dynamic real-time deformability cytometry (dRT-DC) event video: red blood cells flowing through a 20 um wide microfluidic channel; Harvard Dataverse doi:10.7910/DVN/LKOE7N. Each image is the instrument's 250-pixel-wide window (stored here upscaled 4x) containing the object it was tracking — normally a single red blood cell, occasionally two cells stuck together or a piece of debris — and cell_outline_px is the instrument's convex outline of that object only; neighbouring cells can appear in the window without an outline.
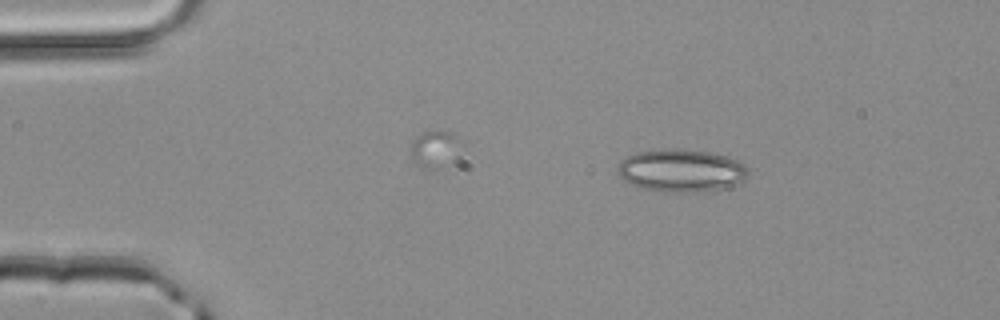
{"species": "common noctule bat (a hibernating species)", "species_latin": "Nyctalus noctula", "temperature_condition": "room temperature", "stored_images_in_passage": 2, "camera_frame_rate_fps": 3000, "um_per_image_px": 0.085, "animal": {"sex": "male", "body_mass_g": 20.4}, "frame": {"image": 1, "passage_image": 1, "time_ms": 0.0, "image_size_px": [1000, 320], "cell_outline_px": [[748, 176], [744, 180], [724, 188], [696, 192], [668, 192], [644, 188], [632, 184], [624, 180], [616, 172], [620, 160], [624, 156], [632, 152], [660, 148], [684, 148], [712, 152], [728, 156], [744, 164], [748, 168]], "centroid_in_image_um": [57.87, 14.46], "position_along_channel_um": 27.1, "area_um2": 33.06}}